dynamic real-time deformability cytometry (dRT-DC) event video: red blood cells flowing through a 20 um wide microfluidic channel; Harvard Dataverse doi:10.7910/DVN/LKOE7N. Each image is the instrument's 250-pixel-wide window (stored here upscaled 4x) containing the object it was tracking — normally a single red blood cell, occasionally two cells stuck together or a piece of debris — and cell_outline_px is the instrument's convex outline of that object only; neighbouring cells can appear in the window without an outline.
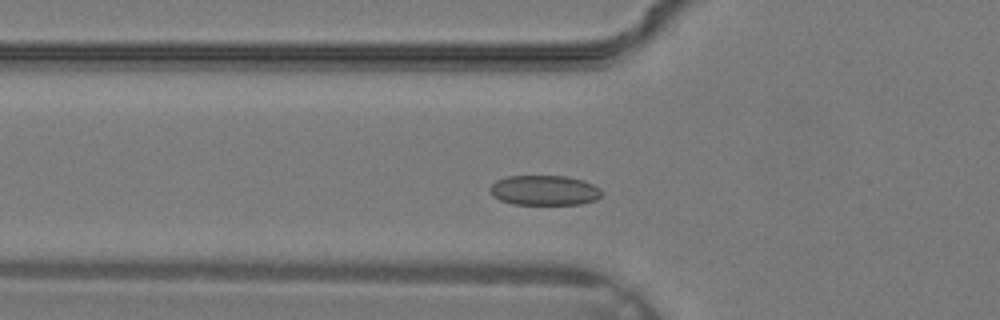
{"species": "common noctule bat (a hibernating species)", "species_latin": "Nyctalus noctula", "temperature_condition": "warm", "stored_images_in_passage": 26, "camera_frame_rate_fps": 3000, "um_per_image_px": 0.085, "animal": {"sex": "male", "body_mass_g": 19.2, "forearm_length_mm": 51.8}, "frame": {"image": 1, "passage_image": 2, "time_ms": 0.333, "image_size_px": [1000, 320], "cell_outline_px": [[604, 192], [596, 200], [580, 204], [512, 204], [500, 200], [492, 196], [488, 188], [496, 180], [508, 176], [568, 176], [584, 180], [600, 188]], "centroid_in_image_um": [46.27, 16.17], "position_along_channel_um": 79.5, "area_um2": 19.71}}
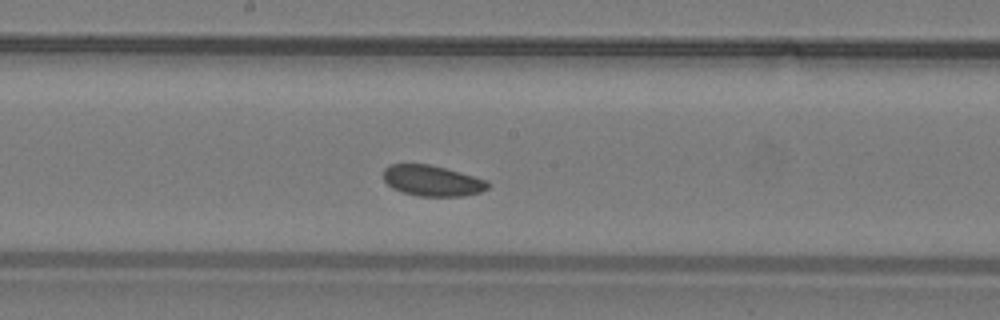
{"frame": {"image": 2, "passage_image": 9, "time_ms": 2.667, "image_size_px": [1000, 320], "cell_outline_px": [[488, 188], [480, 192], [464, 196], [420, 196], [404, 192], [392, 188], [384, 180], [384, 168], [388, 164], [428, 164], [444, 168], [488, 180]], "centroid_in_image_um": [36.73, 15.36], "position_along_channel_um": 211.5, "area_um2": 18.55}}
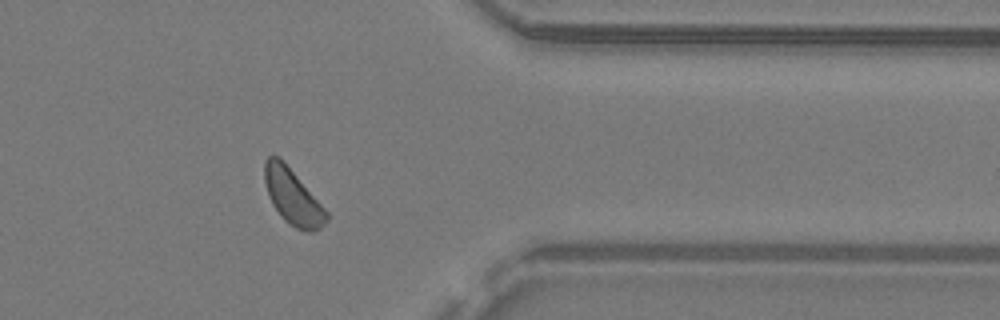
{"frame": {"image": 3, "passage_image": 19, "time_ms": 6.0, "image_size_px": [1000, 320], "cell_outline_px": [[328, 220], [320, 228], [312, 232], [308, 232], [296, 228], [284, 220], [272, 204], [268, 196], [264, 180], [264, 160], [268, 156], [280, 156], [284, 160], [328, 212]], "centroid_in_image_um": [24.86, 16.7], "position_along_channel_um": 386.5, "area_um2": 20.11}}